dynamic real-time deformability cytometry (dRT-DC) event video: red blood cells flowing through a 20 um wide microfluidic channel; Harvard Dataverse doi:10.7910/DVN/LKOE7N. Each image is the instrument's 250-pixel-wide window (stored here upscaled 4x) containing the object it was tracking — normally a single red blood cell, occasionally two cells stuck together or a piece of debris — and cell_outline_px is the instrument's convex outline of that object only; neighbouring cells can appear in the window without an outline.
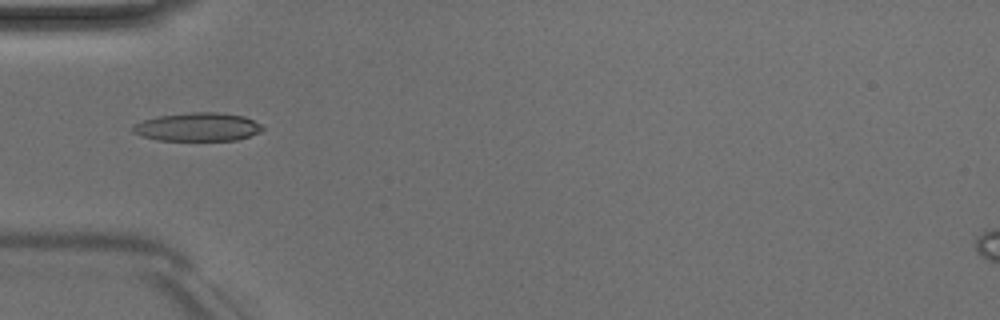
{"species": "Egyptian fruit bat (a non-hibernating species)", "species_latin": "Rousettus aegyptiacus", "temperature_condition": "room temperature", "stored_images_in_passage": 6, "camera_frame_rate_fps": 3000, "um_per_image_px": 0.085, "animal": {"sex": "male"}, "frame": {"image": 1, "passage_image": 5, "time_ms": 4.667, "image_size_px": [1000, 320], "cell_outline_px": [[264, 128], [260, 132], [236, 140], [156, 140], [140, 136], [132, 132], [132, 124], [144, 120], [160, 116], [192, 112], [216, 112], [244, 116], [260, 124]], "centroid_in_image_um": [16.76, 10.79], "position_along_channel_um": 68.2, "area_um2": 21.39}}